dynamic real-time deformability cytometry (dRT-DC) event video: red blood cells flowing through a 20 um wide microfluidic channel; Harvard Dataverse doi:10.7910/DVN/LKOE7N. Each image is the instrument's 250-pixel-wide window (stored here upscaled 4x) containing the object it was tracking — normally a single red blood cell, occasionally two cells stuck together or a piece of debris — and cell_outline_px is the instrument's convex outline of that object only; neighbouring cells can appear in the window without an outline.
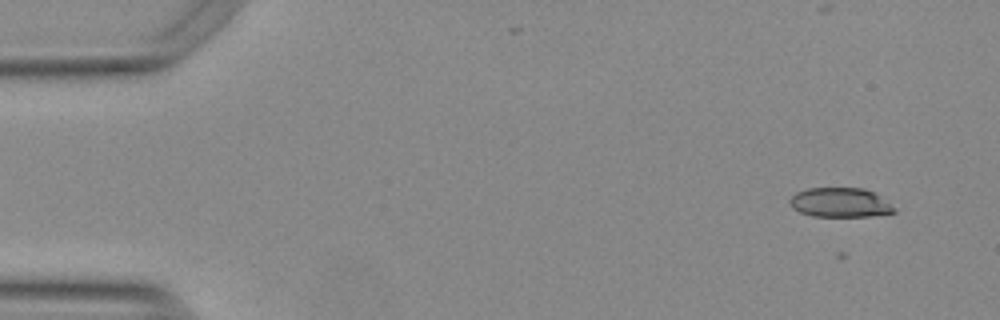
{"species": "Egyptian fruit bat (a non-hibernating species)", "species_latin": "Rousettus aegyptiacus", "temperature_condition": "warm", "stored_images_in_passage": 56, "camera_frame_rate_fps": 3000, "um_per_image_px": 0.085, "animal": {"sex": "female"}, "frame": {"image": 1, "passage_image": 5, "time_ms": 1.333, "image_size_px": [1000, 320], "cell_outline_px": [[896, 212], [868, 216], [812, 216], [800, 212], [792, 208], [788, 200], [796, 192], [808, 188], [864, 188], [872, 192], [896, 208]], "centroid_in_image_um": [71.37, 17.21], "position_along_channel_um": 13.6, "area_um2": 17.74}}
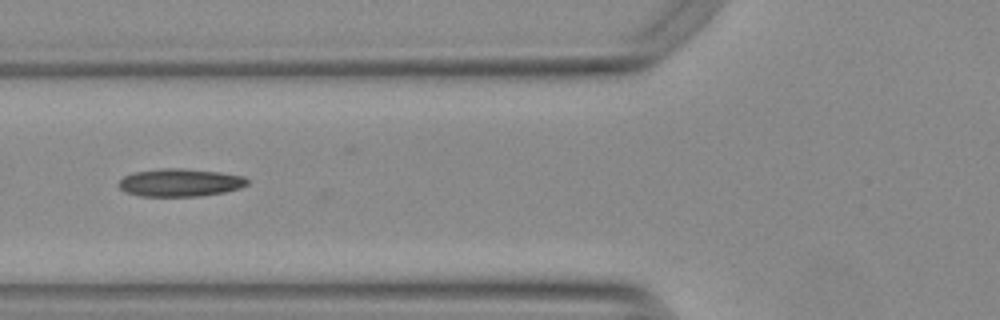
{"frame": {"image": 2, "passage_image": 22, "time_ms": 7.0, "image_size_px": [1000, 320], "cell_outline_px": [[248, 184], [240, 188], [224, 192], [200, 196], [140, 196], [124, 192], [116, 184], [124, 176], [132, 172], [160, 168], [184, 168], [220, 172], [244, 176], [248, 180]], "centroid_in_image_um": [15.27, 15.51], "position_along_channel_um": 110.5, "area_um2": 21.1}}
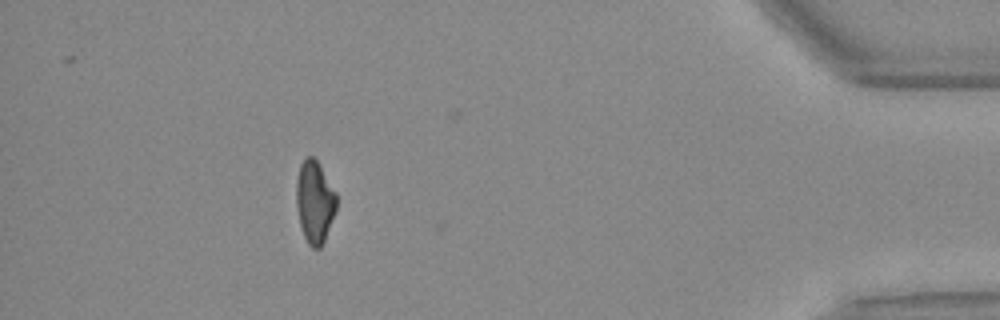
{"frame": {"image": 3, "passage_image": 50, "time_ms": 16.333, "image_size_px": [1000, 320], "cell_outline_px": [[336, 208], [324, 240], [320, 248], [312, 248], [308, 244], [304, 236], [300, 224], [296, 204], [296, 180], [300, 164], [308, 156], [312, 156], [316, 160], [336, 192]], "centroid_in_image_um": [26.73, 17.15], "position_along_channel_um": 408.5, "area_um2": 18.96}, "authors_computed_cell_mechanics": {"area_um2": 19.8832, "velocity_mm_per_s": 3.7818, "shape_relaxation_time_tau1_ms": null, "shape_relaxation_time_tau2_ms": 3.019, "deformation_change_tau1": null, "deformation_change_tau2": 0.1061}}